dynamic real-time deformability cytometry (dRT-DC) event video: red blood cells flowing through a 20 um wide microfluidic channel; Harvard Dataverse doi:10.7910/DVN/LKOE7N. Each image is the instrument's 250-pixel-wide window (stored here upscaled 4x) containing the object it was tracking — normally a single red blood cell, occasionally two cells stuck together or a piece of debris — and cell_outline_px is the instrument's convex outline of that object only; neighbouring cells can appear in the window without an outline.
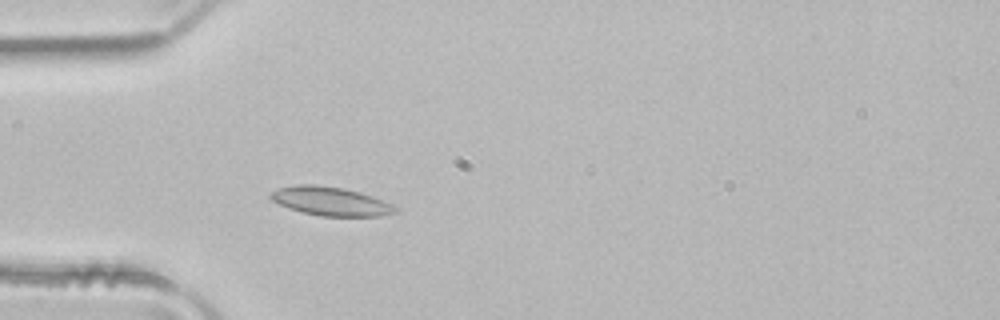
{"species": "common noctule bat (a hibernating species)", "species_latin": "Nyctalus noctula", "temperature_condition": "room temperature", "stored_images_in_passage": 47, "camera_frame_rate_fps": 3000, "um_per_image_px": 0.085, "animal": {"sex": "male", "body_mass_g": 21.5, "forearm_length_mm": 52.0}, "frame": {"image": 1, "passage_image": 11, "time_ms": 3.333, "image_size_px": [1000, 320], "cell_outline_px": [[396, 212], [380, 216], [320, 216], [300, 212], [288, 208], [272, 200], [268, 196], [268, 192], [276, 188], [296, 184], [312, 184], [344, 188], [360, 192], [372, 196], [392, 204], [396, 208]], "centroid_in_image_um": [28.03, 17.1], "position_along_channel_um": 57.0, "area_um2": 21.04}}
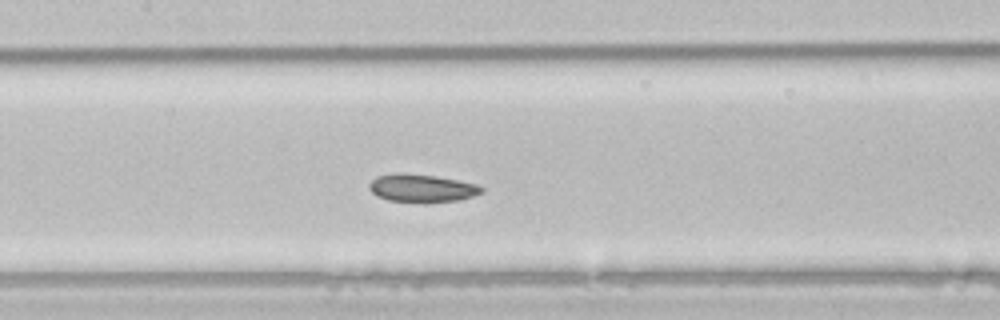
{"frame": {"image": 2, "passage_image": 20, "time_ms": 6.333, "image_size_px": [1000, 320], "cell_outline_px": [[484, 192], [472, 196], [456, 200], [424, 204], [388, 200], [376, 196], [368, 188], [368, 184], [376, 176], [392, 172], [400, 172], [436, 176], [476, 184], [484, 188]], "centroid_in_image_um": [35.8, 16.0], "position_along_channel_um": 171.6, "area_um2": 18.73}}
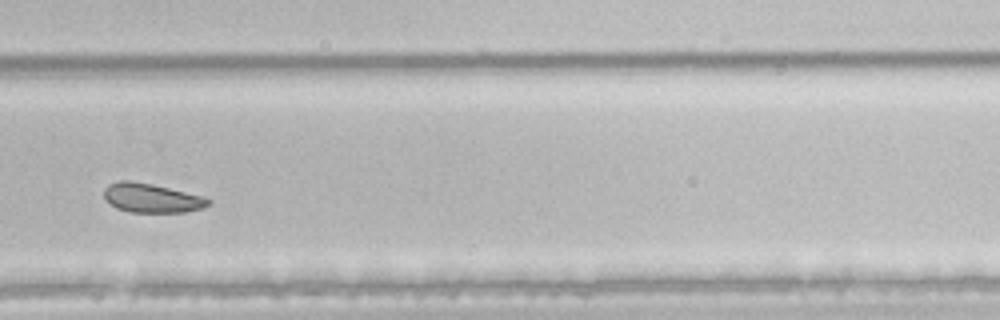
{"frame": {"image": 3, "passage_image": 31, "time_ms": 10.0, "image_size_px": [1000, 320], "cell_outline_px": [[212, 204], [204, 208], [184, 212], [132, 212], [116, 208], [104, 196], [104, 188], [108, 184], [120, 180], [128, 180], [152, 184], [200, 196], [212, 200]], "centroid_in_image_um": [12.9, 16.83], "position_along_channel_um": 316.9, "area_um2": 17.51}, "authors_computed_cell_mechanics": {"area_um2": 19.363, "velocity_mm_per_s": 3.9907, "shape_relaxation_time_tau1_ms": 1.7238, "shape_relaxation_time_tau2_ms": 4.9331, "deformation_change_tau1": 0.0718, "deformation_change_tau2": 0.0928}}